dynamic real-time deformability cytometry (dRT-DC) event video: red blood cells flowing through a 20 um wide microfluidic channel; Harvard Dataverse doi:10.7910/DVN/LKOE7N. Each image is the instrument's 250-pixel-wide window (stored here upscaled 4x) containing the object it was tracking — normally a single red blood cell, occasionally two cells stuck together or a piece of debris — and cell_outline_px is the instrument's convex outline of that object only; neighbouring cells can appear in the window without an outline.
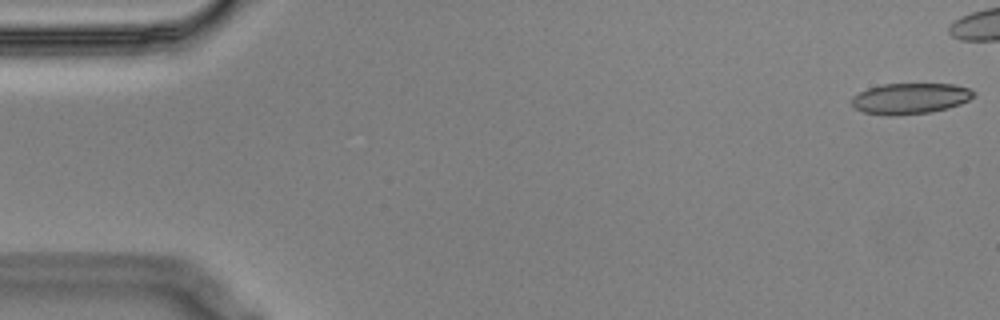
{"species": "Egyptian fruit bat (a non-hibernating species)", "species_latin": "Rousettus aegyptiacus", "temperature_condition": "cold", "stored_images_in_passage": 45, "camera_frame_rate_fps": 3000, "um_per_image_px": 0.085, "animal": {"sex": "male"}, "frame": {"image": 1, "passage_image": 1, "time_ms": 0.0, "image_size_px": [1000, 320], "cell_outline_px": [[976, 96], [960, 104], [948, 108], [932, 112], [896, 116], [888, 116], [864, 112], [856, 108], [852, 104], [852, 96], [868, 88], [884, 84], [952, 84], [968, 88], [976, 92]], "centroid_in_image_um": [77.39, 8.38], "position_along_channel_um": 7.6, "area_um2": 22.02}}
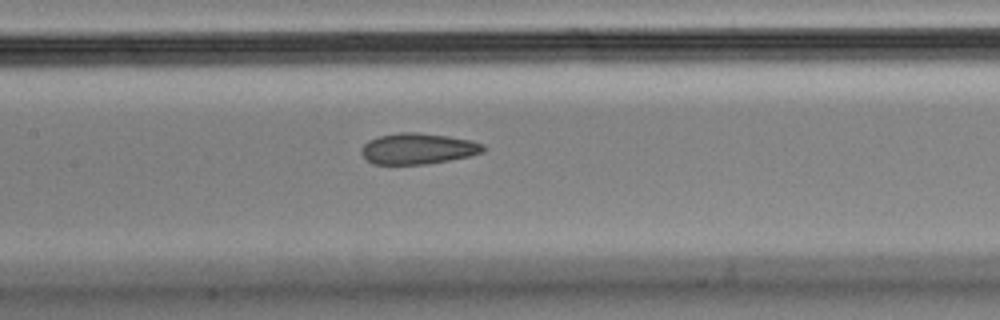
{"frame": {"image": 2, "passage_image": 26, "time_ms": 8.333, "image_size_px": [1000, 320], "cell_outline_px": [[484, 152], [468, 156], [428, 164], [372, 164], [360, 152], [360, 148], [368, 140], [380, 136], [400, 132], [416, 132], [448, 136], [472, 140], [484, 144]], "centroid_in_image_um": [35.52, 12.63], "position_along_channel_um": 171.9, "area_um2": 21.96}}
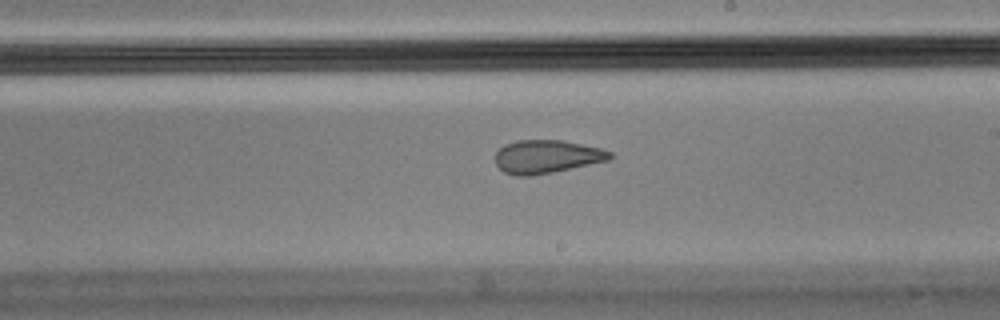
{"frame": {"image": 3, "passage_image": 32, "time_ms": 10.333, "image_size_px": [1000, 320], "cell_outline_px": [[612, 156], [608, 160], [552, 172], [532, 176], [516, 176], [504, 172], [496, 164], [496, 152], [504, 144], [516, 140], [564, 140], [600, 148], [612, 152]], "centroid_in_image_um": [46.44, 13.31], "position_along_channel_um": 242.6, "area_um2": 22.14}}